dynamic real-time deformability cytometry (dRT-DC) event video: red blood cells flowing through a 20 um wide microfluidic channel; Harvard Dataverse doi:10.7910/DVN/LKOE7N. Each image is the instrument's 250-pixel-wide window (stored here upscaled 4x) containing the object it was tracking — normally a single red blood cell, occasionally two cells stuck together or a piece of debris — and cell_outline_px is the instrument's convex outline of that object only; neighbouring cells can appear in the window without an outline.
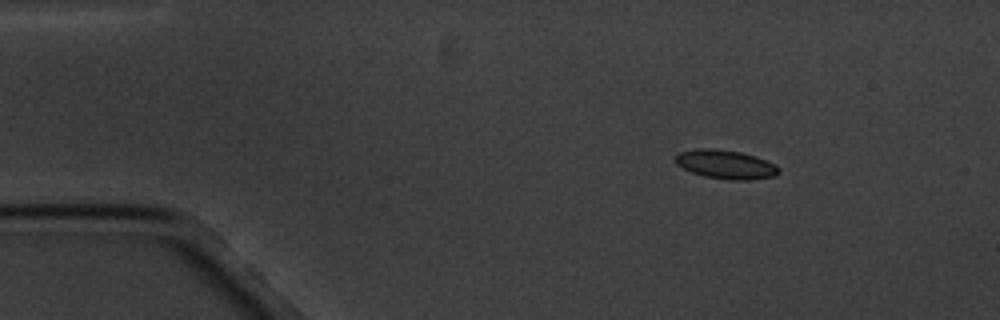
{"species": "common noctule bat (a hibernating species)", "species_latin": "Nyctalus noctula", "temperature_condition": "cold", "stored_images_in_passage": 16, "camera_frame_rate_fps": 3000, "um_per_image_px": 0.085, "animal": {"sex": "male", "body_mass_g": 20.1, "forearm_length_mm": 53.5}, "frame": {"image": 1, "passage_image": 2, "time_ms": 1.333, "image_size_px": [1000, 320], "cell_outline_px": [[780, 172], [776, 176], [748, 180], [728, 180], [704, 176], [692, 172], [676, 164], [672, 160], [680, 152], [696, 148], [712, 148], [740, 152], [756, 156], [776, 164], [780, 168]], "centroid_in_image_um": [61.7, 13.97], "position_along_channel_um": 23.3, "area_um2": 17.57}}
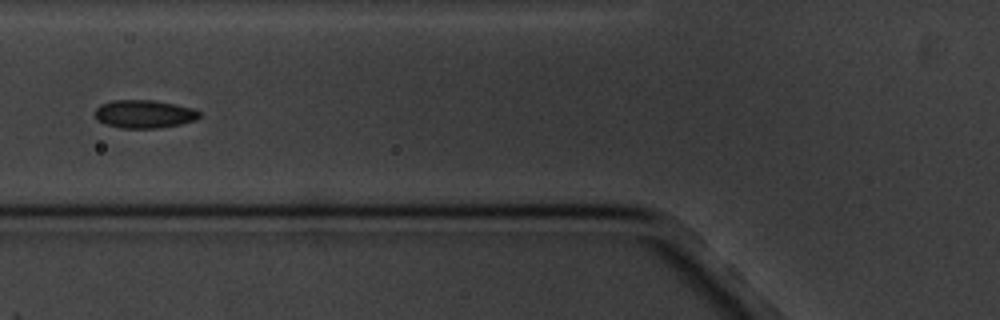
{"frame": {"image": 2, "passage_image": 6, "time_ms": 6.0, "image_size_px": [1000, 320], "cell_outline_px": [[200, 116], [196, 120], [180, 124], [156, 128], [120, 128], [104, 124], [96, 116], [96, 108], [100, 104], [112, 100], [152, 100], [192, 108], [200, 112]], "centroid_in_image_um": [12.25, 9.69], "position_along_channel_um": 113.6, "area_um2": 16.94}}
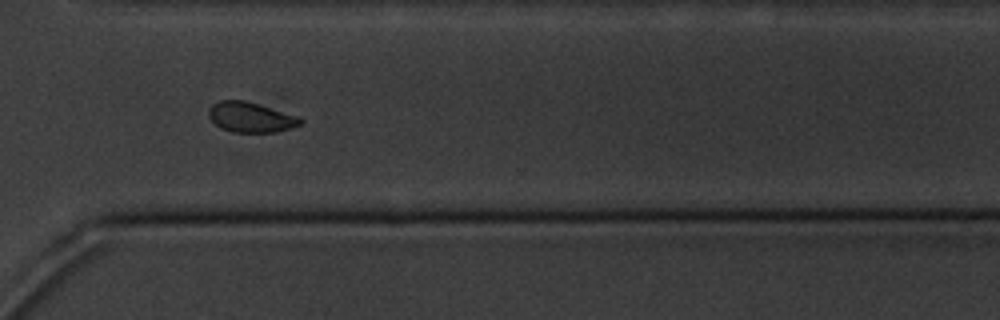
{"frame": {"image": 3, "passage_image": 12, "time_ms": 13.0, "image_size_px": [1000, 320], "cell_outline_px": [[304, 124], [272, 132], [232, 132], [220, 128], [208, 116], [208, 108], [212, 104], [220, 100], [244, 100], [300, 116], [304, 120]], "centroid_in_image_um": [21.32, 9.96], "position_along_channel_um": 349.3, "area_um2": 16.18}, "authors_computed_cell_mechanics": {"area_um2": 16.7909, "velocity_mm_per_s": 3.3667, "shape_relaxation_time_tau1_ms": 4.7831, "shape_relaxation_time_tau2_ms": null, "deformation_change_tau1": 0.0634, "deformation_change_tau2": null}}